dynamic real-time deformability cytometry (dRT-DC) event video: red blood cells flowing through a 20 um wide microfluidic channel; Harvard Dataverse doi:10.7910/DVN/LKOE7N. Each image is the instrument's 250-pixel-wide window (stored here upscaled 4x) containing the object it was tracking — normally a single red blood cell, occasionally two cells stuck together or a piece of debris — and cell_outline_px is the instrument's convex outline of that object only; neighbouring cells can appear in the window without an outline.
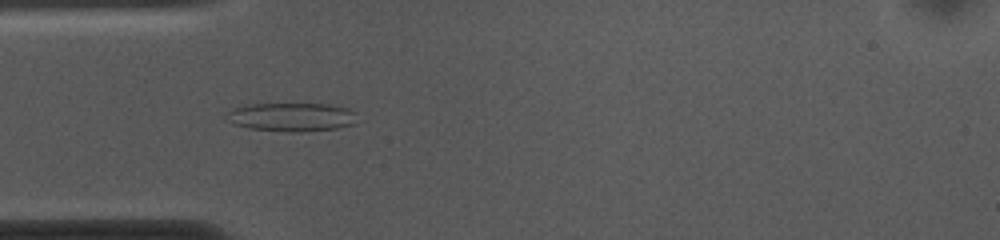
{"species": "common noctule bat (a hibernating species)", "species_latin": "Nyctalus noctula", "temperature_condition": "cold", "stored_images_in_passage": 54, "camera_frame_rate_fps": 3000, "um_per_image_px": 0.085, "animal": {"sex": "female", "body_mass_g": 10.0, "forearm_length_mm": 53.1}, "frame": {"image": 1, "passage_image": 15, "time_ms": 4.667, "image_size_px": [1000, 240], "cell_outline_px": [[356, 124], [336, 128], [300, 132], [288, 132], [248, 128], [232, 124], [224, 116], [232, 108], [252, 104], [328, 104], [348, 108], [356, 112]], "centroid_in_image_um": [24.79, 9.95], "position_along_channel_um": 60.2, "area_um2": 21.96}}
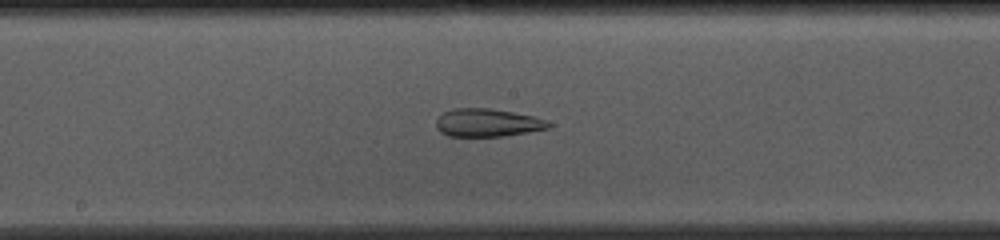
{"frame": {"image": 2, "passage_image": 27, "time_ms": 8.667, "image_size_px": [1000, 240], "cell_outline_px": [[552, 124], [548, 128], [528, 132], [504, 136], [448, 136], [440, 132], [436, 128], [436, 120], [444, 112], [452, 108], [492, 108], [532, 116], [548, 120]], "centroid_in_image_um": [41.42, 10.43], "position_along_channel_um": 206.8, "area_um2": 18.38}}
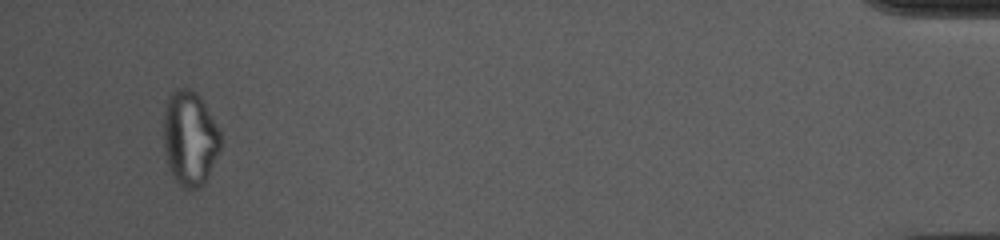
{"frame": {"image": 3, "passage_image": 51, "time_ms": 16.667, "image_size_px": [1000, 240], "cell_outline_px": [[220, 152], [204, 184], [200, 188], [188, 192], [176, 180], [168, 164], [164, 148], [164, 112], [168, 100], [172, 92], [176, 88], [184, 84], [196, 92], [200, 96], [220, 132]], "centroid_in_image_um": [16.14, 11.75], "position_along_channel_um": 419.1, "area_um2": 31.62}, "authors_computed_cell_mechanics": {"area_um2": 25.143, "velocity_mm_per_s": 3.6694, "shape_relaxation_time_tau1_ms": null, "shape_relaxation_time_tau2_ms": 2.4845, "deformation_change_tau1": null, "deformation_change_tau2": 0.1067}}